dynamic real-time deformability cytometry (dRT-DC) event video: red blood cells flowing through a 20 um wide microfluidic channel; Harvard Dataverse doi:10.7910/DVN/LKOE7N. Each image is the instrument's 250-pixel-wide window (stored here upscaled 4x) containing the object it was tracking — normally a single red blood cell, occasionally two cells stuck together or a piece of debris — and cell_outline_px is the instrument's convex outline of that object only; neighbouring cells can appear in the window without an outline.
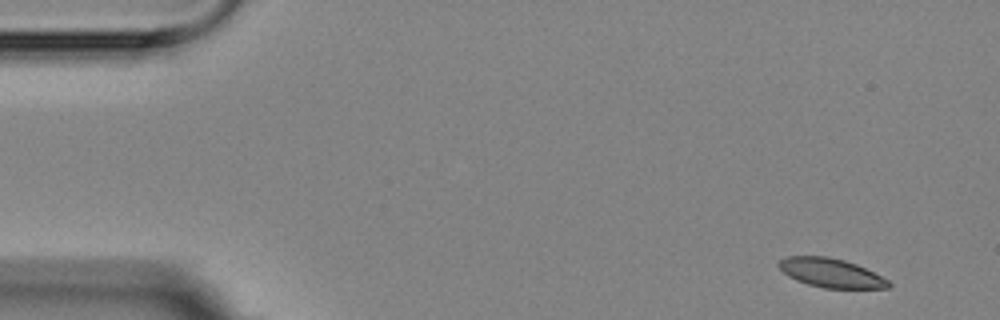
{"species": "Egyptian fruit bat (a non-hibernating species)", "species_latin": "Rousettus aegyptiacus", "temperature_condition": "room temperature", "stored_images_in_passage": 7, "camera_frame_rate_fps": 3000, "um_per_image_px": 0.085, "animal": {"sex": "female"}, "frame": {"image": 1, "passage_image": 1, "time_ms": 0.0, "image_size_px": [1000, 320], "cell_outline_px": [[892, 284], [888, 288], [824, 288], [808, 284], [796, 280], [788, 276], [776, 264], [780, 260], [788, 256], [828, 256], [844, 260], [856, 264], [888, 280]], "centroid_in_image_um": [70.61, 23.19], "position_along_channel_um": 14.4, "area_um2": 18.38}}
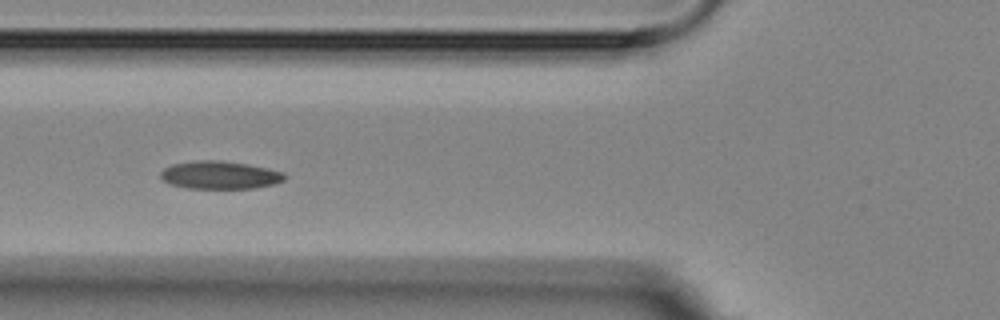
{"frame": {"image": 2, "passage_image": 5, "time_ms": 5.667, "image_size_px": [1000, 320], "cell_outline_px": [[288, 176], [284, 180], [272, 184], [256, 188], [188, 188], [168, 184], [160, 176], [160, 172], [164, 168], [172, 164], [196, 160], [220, 160], [248, 164], [268, 168], [284, 172]], "centroid_in_image_um": [18.69, 14.87], "position_along_channel_um": 107.1, "area_um2": 20.29}}
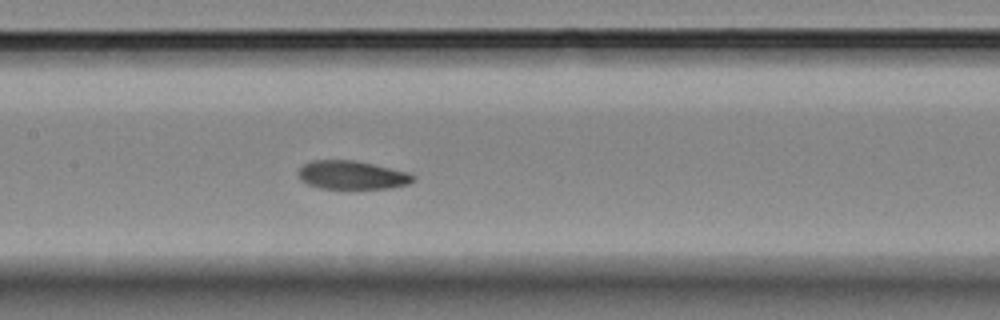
{"frame": {"image": 3, "passage_image": 7, "time_ms": 7.667, "image_size_px": [1000, 320], "cell_outline_px": [[416, 180], [408, 184], [392, 188], [320, 188], [308, 184], [300, 180], [300, 168], [304, 164], [312, 160], [356, 160], [408, 172], [416, 176]], "centroid_in_image_um": [29.96, 14.87], "position_along_channel_um": 177.4, "area_um2": 19.02}}